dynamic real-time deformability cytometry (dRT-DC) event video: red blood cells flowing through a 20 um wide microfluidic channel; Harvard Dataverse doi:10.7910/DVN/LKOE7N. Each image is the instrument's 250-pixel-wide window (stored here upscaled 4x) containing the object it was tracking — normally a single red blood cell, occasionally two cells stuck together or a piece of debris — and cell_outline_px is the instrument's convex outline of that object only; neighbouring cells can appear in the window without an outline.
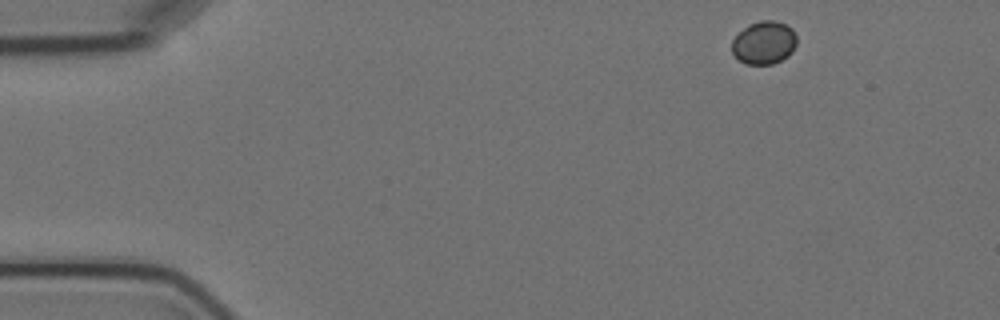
{"species": "Egyptian fruit bat (a non-hibernating species)", "species_latin": "Rousettus aegyptiacus", "temperature_condition": "cold", "stored_images_in_passage": 5, "camera_frame_rate_fps": 3000, "um_per_image_px": 0.085, "animal": {"sex": "female"}, "frame": {"image": 1, "passage_image": 1, "time_ms": 0.0, "image_size_px": [1000, 320], "cell_outline_px": [[796, 44], [792, 52], [788, 56], [772, 64], [744, 64], [732, 52], [732, 40], [748, 24], [760, 20], [776, 20], [792, 28], [796, 36]], "centroid_in_image_um": [64.95, 3.62], "position_along_channel_um": 20.1, "area_um2": 16.24}}
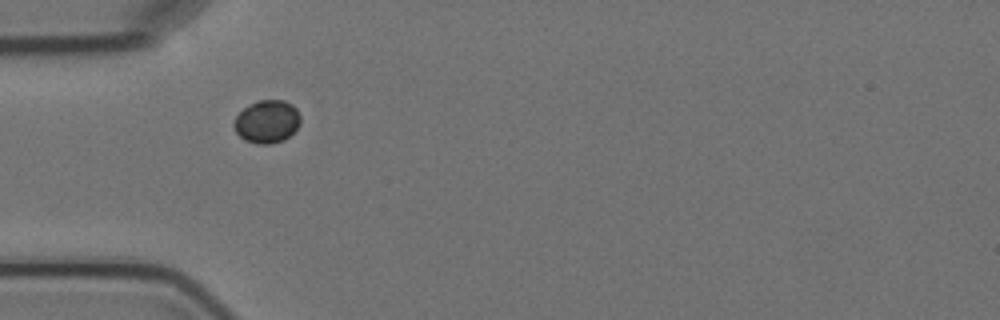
{"frame": {"image": 2, "passage_image": 4, "time_ms": 3.667, "image_size_px": [1000, 320], "cell_outline_px": [[300, 124], [284, 140], [268, 144], [256, 144], [244, 140], [236, 132], [232, 124], [236, 116], [244, 108], [260, 100], [284, 100], [292, 104], [296, 108], [300, 116]], "centroid_in_image_um": [22.69, 10.34], "position_along_channel_um": 62.3, "area_um2": 16.53}}
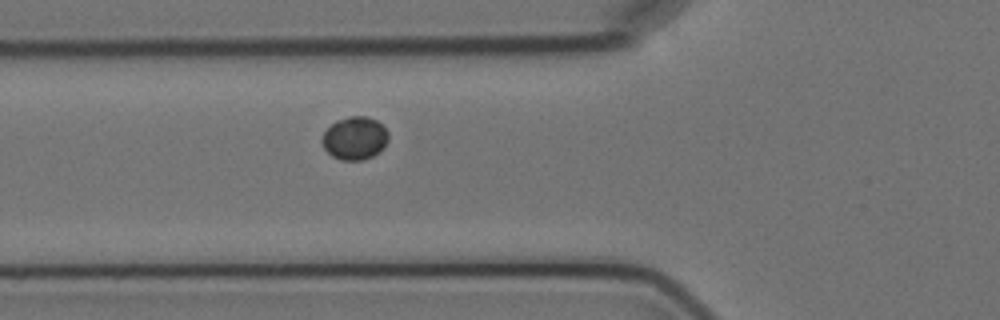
{"frame": {"image": 3, "passage_image": 5, "time_ms": 4.667, "image_size_px": [1000, 320], "cell_outline_px": [[388, 140], [384, 148], [372, 156], [364, 160], [340, 160], [332, 156], [324, 148], [320, 140], [324, 132], [336, 120], [348, 116], [368, 116], [376, 120], [388, 132]], "centroid_in_image_um": [30.14, 11.75], "position_along_channel_um": 95.7, "area_um2": 16.7}}